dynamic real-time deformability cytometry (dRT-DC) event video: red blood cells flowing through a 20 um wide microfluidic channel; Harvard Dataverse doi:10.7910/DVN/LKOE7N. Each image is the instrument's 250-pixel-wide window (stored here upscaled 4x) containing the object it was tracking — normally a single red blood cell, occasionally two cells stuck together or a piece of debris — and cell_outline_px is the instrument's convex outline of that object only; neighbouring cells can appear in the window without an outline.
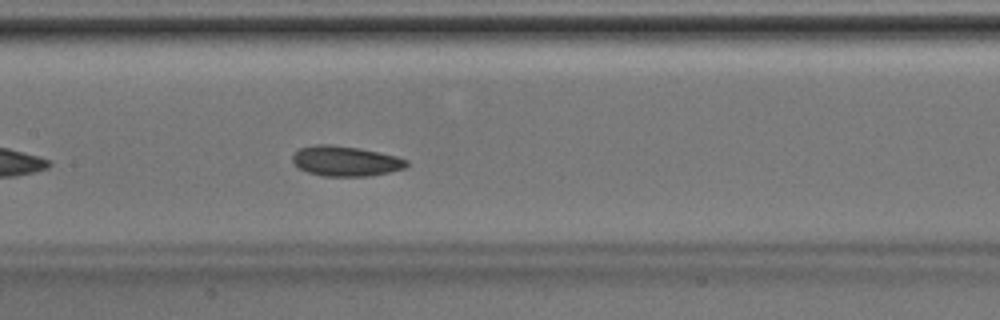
{"species": "Egyptian fruit bat (a non-hibernating species)", "species_latin": "Rousettus aegyptiacus", "temperature_condition": "room temperature", "stored_images_in_passage": 33, "camera_frame_rate_fps": 3000, "um_per_image_px": 0.085, "animal": {"sex": "male"}, "frame": {"image": 1, "passage_image": 10, "time_ms": 3.0, "image_size_px": [1000, 320], "cell_outline_px": [[408, 164], [404, 168], [388, 172], [368, 176], [324, 176], [308, 172], [300, 168], [292, 160], [292, 156], [300, 148], [316, 144], [328, 144], [360, 148], [396, 156], [408, 160]], "centroid_in_image_um": [29.37, 13.68], "position_along_channel_um": 178.0, "area_um2": 19.83}}